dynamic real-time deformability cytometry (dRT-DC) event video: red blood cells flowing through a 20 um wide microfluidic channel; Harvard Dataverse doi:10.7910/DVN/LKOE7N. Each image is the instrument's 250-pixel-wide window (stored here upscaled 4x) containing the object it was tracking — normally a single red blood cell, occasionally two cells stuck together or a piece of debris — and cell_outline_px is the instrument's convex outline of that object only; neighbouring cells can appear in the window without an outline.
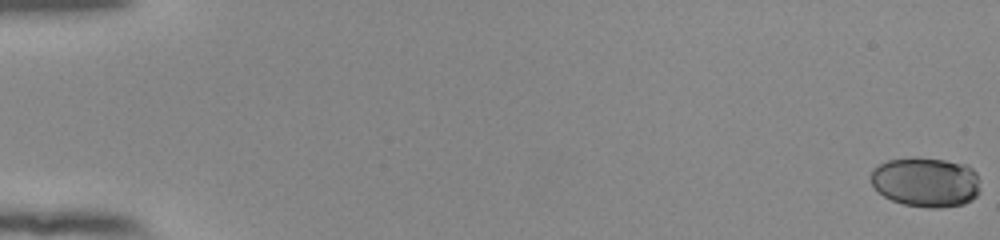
{"species": "human", "species_latin": "Homo sapiens", "temperature_condition": "room temperature", "stored_images_in_passage": 42, "camera_frame_rate_fps": 3000, "um_per_image_px": 0.085, "donor": {"sex": "female"}, "frame": {"image": 1, "passage_image": 1, "time_ms": 0.0, "image_size_px": [1000, 240], "cell_outline_px": [[980, 192], [972, 200], [964, 204], [940, 208], [928, 208], [904, 204], [892, 200], [884, 196], [872, 184], [872, 168], [888, 160], [912, 156], [916, 156], [944, 160], [968, 164], [976, 172], [980, 180]], "centroid_in_image_um": [78.75, 15.46], "position_along_channel_um": 6.3, "area_um2": 32.19}}
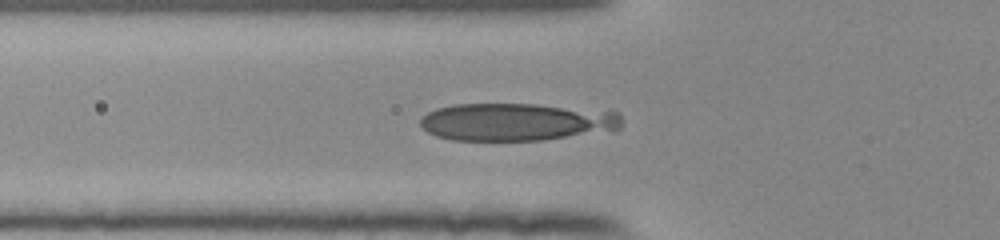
{"frame": {"image": 2, "passage_image": 22, "time_ms": 7.0, "image_size_px": [1000, 240], "cell_outline_px": [[620, 128], [616, 132], [544, 140], [452, 140], [436, 136], [428, 132], [420, 124], [420, 120], [428, 112], [436, 108], [456, 104], [536, 104], [620, 112]], "centroid_in_image_um": [43.98, 10.37], "position_along_channel_um": 81.8, "area_um2": 44.62}}
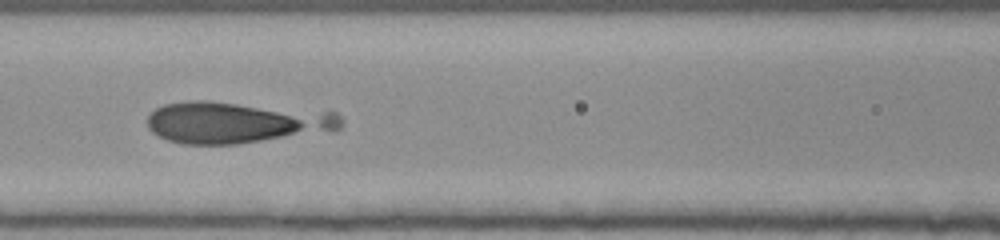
{"frame": {"image": 3, "passage_image": 27, "time_ms": 8.667, "image_size_px": [1000, 240], "cell_outline_px": [[344, 124], [340, 128], [332, 132], [236, 144], [184, 144], [168, 140], [152, 132], [148, 128], [148, 116], [156, 108], [164, 104], [188, 100], [208, 100], [336, 112], [344, 120]], "centroid_in_image_um": [20.12, 10.4], "position_along_channel_um": 146.5, "area_um2": 47.4}}